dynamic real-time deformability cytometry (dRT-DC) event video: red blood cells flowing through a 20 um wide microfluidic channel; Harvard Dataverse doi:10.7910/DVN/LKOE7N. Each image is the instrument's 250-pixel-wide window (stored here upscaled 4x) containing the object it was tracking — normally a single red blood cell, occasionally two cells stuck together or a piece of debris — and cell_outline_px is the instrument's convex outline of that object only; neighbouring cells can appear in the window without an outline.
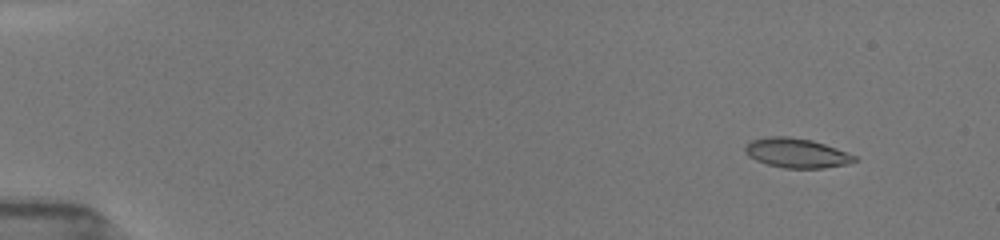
{"species": "common noctule bat (a hibernating species)", "species_latin": "Nyctalus noctula", "temperature_condition": "room temperature", "stored_images_in_passage": 48, "camera_frame_rate_fps": 3000, "um_per_image_px": 0.085, "animal": {"sex": "female", "body_mass_g": 19.5, "forearm_length_mm": 54.1}, "frame": {"image": 1, "passage_image": 7, "time_ms": 0.667, "image_size_px": [1000, 240], "cell_outline_px": [[860, 160], [848, 164], [824, 168], [784, 168], [768, 164], [756, 160], [748, 156], [744, 152], [744, 148], [752, 140], [768, 136], [788, 136], [812, 140], [848, 152], [856, 156]], "centroid_in_image_um": [67.74, 13.01], "position_along_channel_um": 17.3, "area_um2": 18.9}}
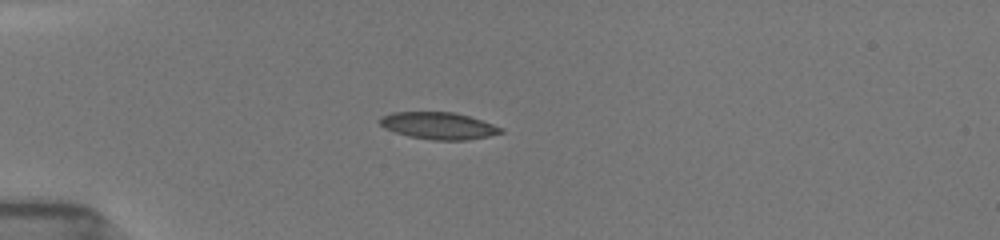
{"frame": {"image": 2, "passage_image": 30, "time_ms": 4.0, "image_size_px": [1000, 240], "cell_outline_px": [[504, 132], [488, 136], [468, 140], [432, 140], [408, 136], [384, 128], [380, 124], [380, 116], [392, 112], [452, 112], [468, 116], [504, 128]], "centroid_in_image_um": [37.26, 10.69], "position_along_channel_um": 47.7, "area_um2": 18.96}}
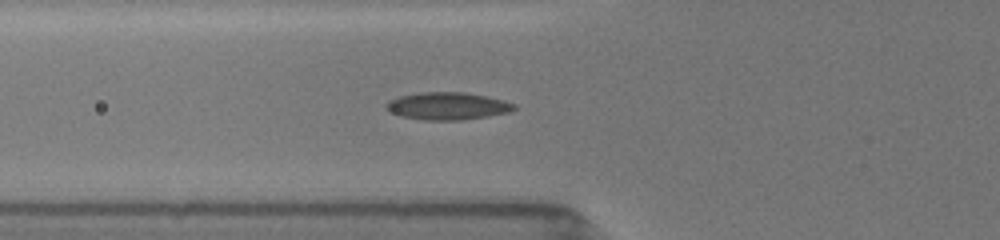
{"frame": {"image": 3, "passage_image": 42, "time_ms": 5.667, "image_size_px": [1000, 240], "cell_outline_px": [[516, 108], [512, 112], [464, 120], [424, 120], [400, 116], [384, 108], [384, 104], [388, 100], [400, 96], [420, 92], [464, 92], [504, 100], [516, 104]], "centroid_in_image_um": [38.04, 9.01], "position_along_channel_um": 87.8, "area_um2": 20.63}}